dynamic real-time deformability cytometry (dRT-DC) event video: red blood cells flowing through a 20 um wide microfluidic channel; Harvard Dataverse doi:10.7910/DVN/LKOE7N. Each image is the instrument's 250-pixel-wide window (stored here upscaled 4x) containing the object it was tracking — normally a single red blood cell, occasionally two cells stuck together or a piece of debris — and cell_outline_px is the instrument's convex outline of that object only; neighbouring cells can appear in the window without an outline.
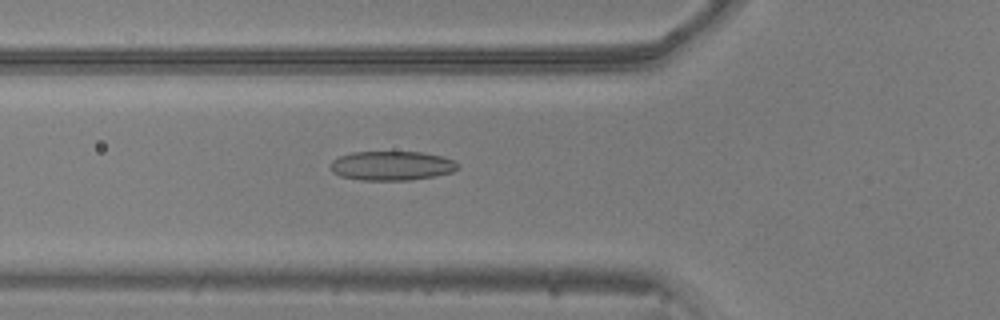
{"species": "common noctule bat (a hibernating species)", "species_latin": "Nyctalus noctula", "temperature_condition": "warm", "stored_images_in_passage": 52, "camera_frame_rate_fps": 3000, "um_per_image_px": 0.085, "animal": {"sex": "male", "body_mass_g": 20.5, "forearm_length_mm": 52.5}, "frame": {"image": 1, "passage_image": 19, "time_ms": 6.0, "image_size_px": [1000, 320], "cell_outline_px": [[460, 168], [452, 172], [436, 176], [412, 180], [360, 180], [340, 176], [332, 172], [332, 160], [340, 156], [352, 152], [420, 152], [444, 156], [460, 164]], "centroid_in_image_um": [33.34, 14.09], "position_along_channel_um": 92.5, "area_um2": 21.85}}
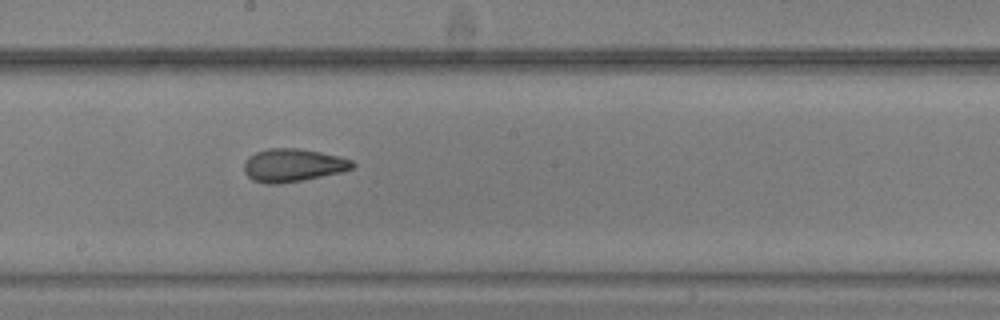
{"frame": {"image": 2, "passage_image": 29, "time_ms": 9.333, "image_size_px": [1000, 320], "cell_outline_px": [[356, 164], [352, 168], [344, 172], [304, 180], [280, 184], [264, 184], [252, 180], [244, 172], [244, 164], [248, 156], [256, 152], [268, 148], [296, 148], [320, 152], [340, 156], [352, 160]], "centroid_in_image_um": [24.91, 14.06], "position_along_channel_um": 223.3, "area_um2": 21.15}}
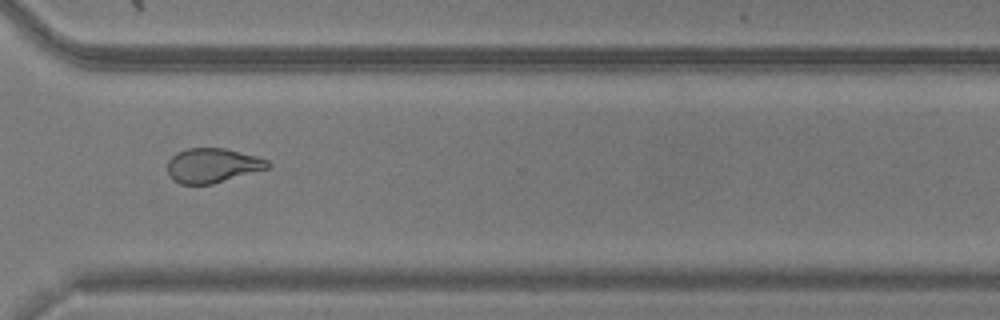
{"frame": {"image": 3, "passage_image": 39, "time_ms": 12.667, "image_size_px": [1000, 320], "cell_outline_px": [[272, 164], [268, 168], [212, 184], [180, 184], [172, 180], [168, 176], [168, 160], [176, 152], [188, 148], [224, 148], [256, 156], [268, 160]], "centroid_in_image_um": [18.03, 14.06], "position_along_channel_um": 352.6, "area_um2": 20.17}, "authors_computed_cell_mechanics": {"area_um2": 21.7328, "velocity_mm_per_s": 3.8975, "shape_relaxation_time_tau1_ms": 5.8029, "shape_relaxation_time_tau2_ms": 1.6606, "deformation_change_tau1": 0.172, "deformation_change_tau2": 0.0838}}